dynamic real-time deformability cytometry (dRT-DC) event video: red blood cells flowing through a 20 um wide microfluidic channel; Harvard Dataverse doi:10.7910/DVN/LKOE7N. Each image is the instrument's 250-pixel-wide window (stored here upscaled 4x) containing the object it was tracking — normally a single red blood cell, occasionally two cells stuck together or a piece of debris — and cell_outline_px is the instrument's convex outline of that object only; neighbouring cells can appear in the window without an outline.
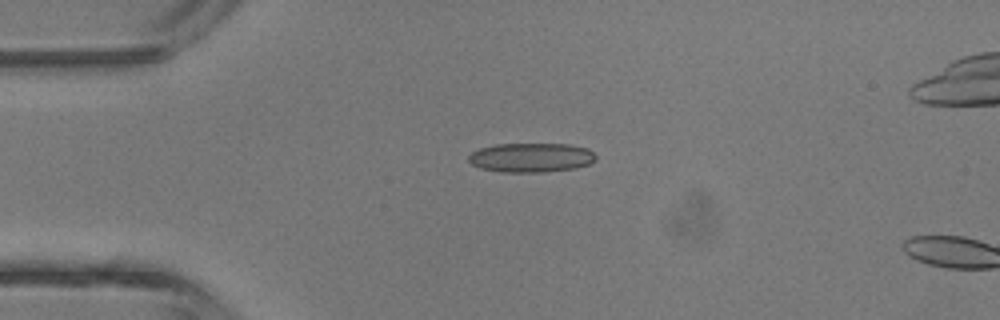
{"species": "common noctule bat (a hibernating species)", "species_latin": "Nyctalus noctula", "temperature_condition": "room temperature", "stored_images_in_passage": 2, "camera_frame_rate_fps": 3000, "um_per_image_px": 0.085, "animal": {"sex": "male", "body_mass_g": 13.3}, "frame": {"image": 1, "passage_image": 1, "time_ms": 0.0, "image_size_px": [1000, 320], "cell_outline_px": [[596, 160], [588, 164], [576, 168], [544, 172], [500, 172], [480, 168], [472, 164], [468, 160], [468, 156], [472, 152], [480, 148], [496, 144], [568, 144], [588, 148], [596, 156]], "centroid_in_image_um": [45.14, 13.39], "position_along_channel_um": 39.9, "area_um2": 21.79}}